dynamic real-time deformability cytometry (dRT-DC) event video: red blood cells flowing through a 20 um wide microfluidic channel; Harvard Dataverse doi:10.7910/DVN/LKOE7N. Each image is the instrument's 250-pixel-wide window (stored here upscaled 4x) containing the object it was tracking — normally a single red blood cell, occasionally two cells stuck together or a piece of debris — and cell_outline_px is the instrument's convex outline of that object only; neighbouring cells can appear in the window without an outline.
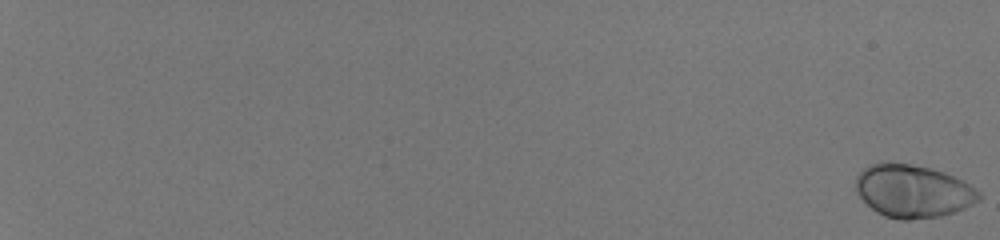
{"species": "human", "species_latin": "Homo sapiens", "temperature_condition": "room temperature", "stored_images_in_passage": 57, "camera_frame_rate_fps": 3000, "um_per_image_px": 0.085, "donor": {"sex": "male"}, "frame": {"image": 1, "passage_image": 1, "time_ms": 0.0, "image_size_px": [1000, 240], "cell_outline_px": [[980, 200], [964, 208], [940, 216], [908, 220], [900, 220], [884, 216], [876, 212], [856, 192], [856, 176], [864, 168], [880, 160], [884, 160], [932, 168], [944, 172], [964, 180], [976, 188], [980, 192]], "centroid_in_image_um": [77.6, 16.22], "position_along_channel_um": 7.4, "area_um2": 38.21}}
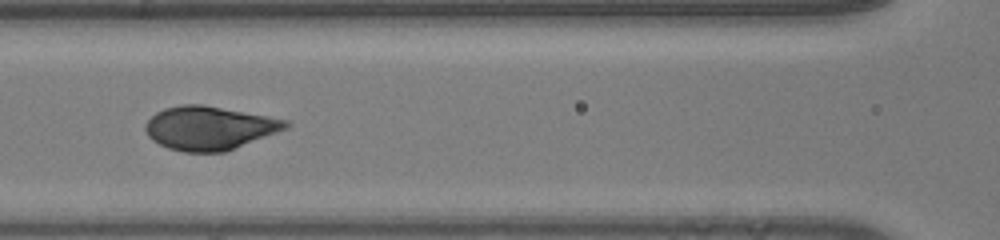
{"frame": {"image": 2, "passage_image": 33, "time_ms": 10.667, "image_size_px": [1000, 240], "cell_outline_px": [[292, 124], [288, 128], [224, 152], [184, 152], [168, 148], [152, 140], [148, 136], [144, 128], [144, 124], [156, 112], [164, 108], [180, 104], [204, 104], [268, 116], [288, 120]], "centroid_in_image_um": [17.78, 10.87], "position_along_channel_um": 148.8, "area_um2": 35.78}}
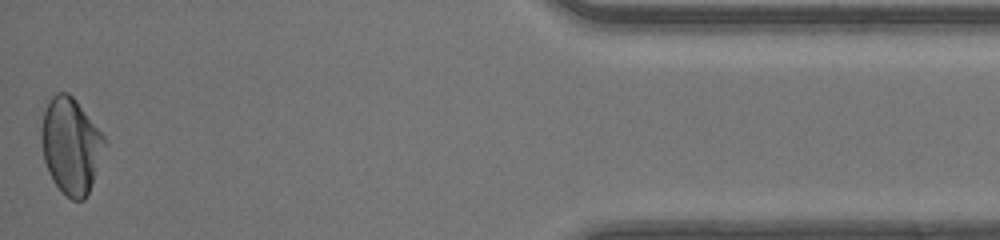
{"frame": {"image": 3, "passage_image": 57, "time_ms": 18.667, "image_size_px": [1000, 240], "cell_outline_px": [[104, 140], [92, 180], [88, 192], [84, 200], [72, 200], [64, 196], [52, 180], [48, 172], [44, 160], [40, 136], [40, 128], [44, 112], [48, 100], [56, 92], [68, 92], [76, 100], [104, 136]], "centroid_in_image_um": [5.94, 12.36], "position_along_channel_um": 429.3, "area_um2": 34.68}, "authors_computed_cell_mechanics": {"area_um2": 35.7204, "velocity_mm_per_s": 4.1505, "shape_relaxation_time_tau1_ms": 2.8586, "shape_relaxation_time_tau2_ms": null, "deformation_change_tau1": 0.1622, "deformation_change_tau2": null}}